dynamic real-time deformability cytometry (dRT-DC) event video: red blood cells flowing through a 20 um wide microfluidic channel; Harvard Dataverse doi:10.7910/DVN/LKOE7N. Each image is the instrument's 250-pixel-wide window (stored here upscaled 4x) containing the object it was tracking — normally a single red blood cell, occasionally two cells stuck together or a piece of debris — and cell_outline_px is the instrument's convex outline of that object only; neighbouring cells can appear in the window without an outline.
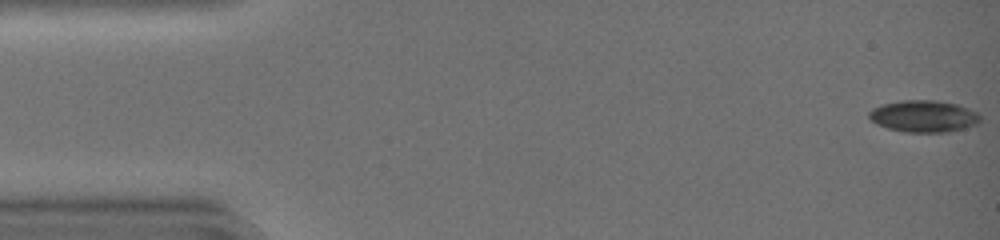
{"species": "common noctule bat (a hibernating species)", "species_latin": "Nyctalus noctula", "temperature_condition": "warm", "stored_images_in_passage": 28, "camera_frame_rate_fps": 3000, "um_per_image_px": 0.085, "animal": {"sex": "female", "body_mass_g": 19.0, "forearm_length_mm": 51.5}, "frame": {"image": 1, "passage_image": 1, "time_ms": 0.0, "image_size_px": [1000, 240], "cell_outline_px": [[980, 120], [976, 124], [964, 128], [948, 132], [904, 132], [888, 128], [876, 124], [868, 116], [868, 112], [872, 108], [880, 104], [900, 100], [936, 100], [956, 104], [968, 108], [976, 112], [980, 116]], "centroid_in_image_um": [78.47, 9.87], "position_along_channel_um": 6.5, "area_um2": 20.69}}
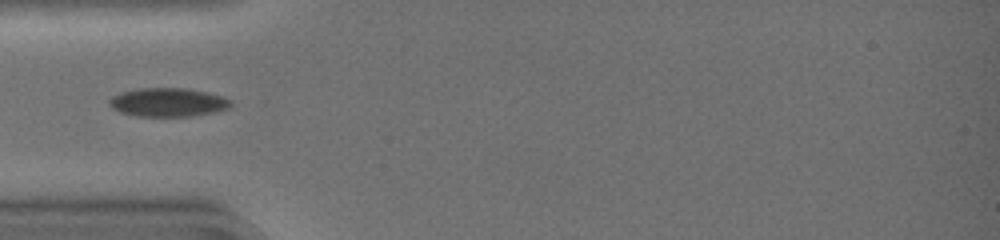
{"frame": {"image": 2, "passage_image": 15, "time_ms": 4.667, "image_size_px": [1000, 240], "cell_outline_px": [[232, 104], [228, 108], [216, 112], [192, 116], [136, 116], [120, 112], [112, 108], [108, 104], [108, 100], [112, 96], [120, 92], [140, 88], [184, 88], [208, 92], [232, 100]], "centroid_in_image_um": [14.26, 8.69], "position_along_channel_um": 70.7, "area_um2": 20.4}}
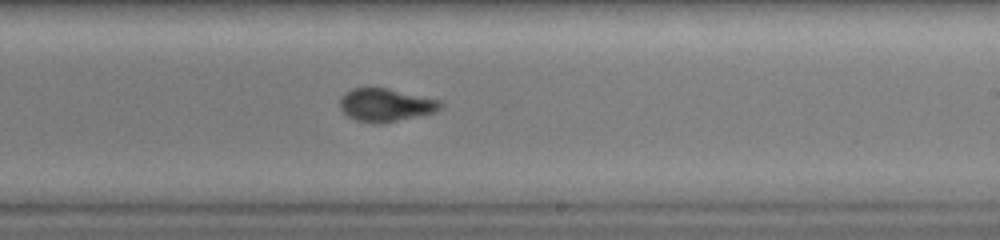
{"frame": {"image": 3, "passage_image": 28, "time_ms": 9.0, "image_size_px": [1000, 240], "cell_outline_px": [[444, 104], [436, 112], [380, 124], [356, 120], [348, 116], [340, 108], [340, 96], [344, 92], [352, 88], [388, 88], [440, 100]], "centroid_in_image_um": [32.77, 8.91], "position_along_channel_um": 256.2, "area_um2": 19.36}}